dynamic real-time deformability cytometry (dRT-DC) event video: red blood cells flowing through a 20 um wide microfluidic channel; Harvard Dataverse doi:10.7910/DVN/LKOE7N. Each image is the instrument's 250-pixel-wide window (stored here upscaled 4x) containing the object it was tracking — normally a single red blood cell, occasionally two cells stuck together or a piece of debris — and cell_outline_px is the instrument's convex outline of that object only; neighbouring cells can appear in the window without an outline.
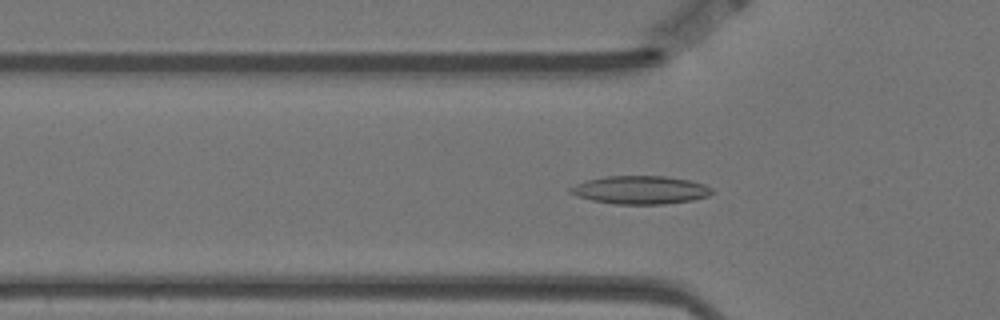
{"species": "Egyptian fruit bat (a non-hibernating species)", "species_latin": "Rousettus aegyptiacus", "temperature_condition": "warm", "stored_images_in_passage": 58, "camera_frame_rate_fps": 3000, "um_per_image_px": 0.085, "animal": {"sex": "female"}, "frame": {"image": 1, "passage_image": 18, "time_ms": 5.667, "image_size_px": [1000, 320], "cell_outline_px": [[712, 192], [708, 196], [692, 200], [664, 204], [616, 204], [592, 200], [576, 196], [568, 192], [568, 188], [576, 184], [588, 180], [604, 176], [664, 176], [688, 180], [704, 184], [712, 188]], "centroid_in_image_um": [54.4, 16.14], "position_along_channel_um": 71.4, "area_um2": 23.18}}
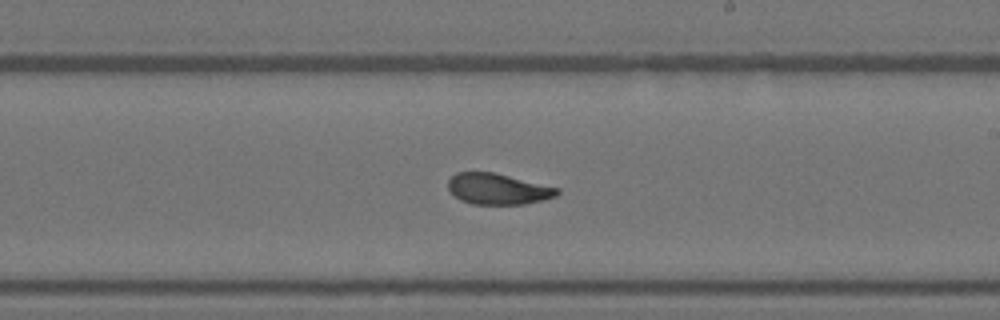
{"frame": {"image": 2, "passage_image": 33, "time_ms": 10.667, "image_size_px": [1000, 320], "cell_outline_px": [[560, 192], [556, 196], [524, 204], [472, 204], [460, 200], [448, 188], [448, 180], [456, 172], [492, 172], [560, 188]], "centroid_in_image_um": [42.31, 16.06], "position_along_channel_um": 246.7, "area_um2": 19.48}}
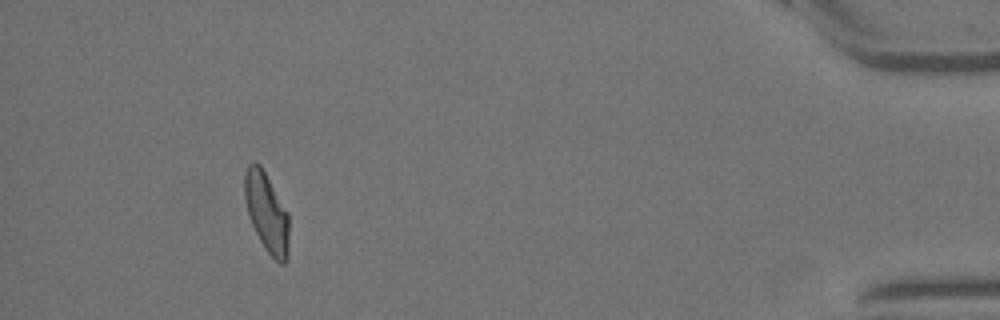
{"frame": {"image": 3, "passage_image": 53, "time_ms": 17.333, "image_size_px": [1000, 320], "cell_outline_px": [[288, 256], [284, 264], [280, 264], [264, 248], [252, 224], [244, 200], [244, 172], [248, 164], [252, 160], [260, 164], [288, 212]], "centroid_in_image_um": [22.65, 18.02], "position_along_channel_um": 412.5, "area_um2": 20.52}, "authors_computed_cell_mechanics": {"area_um2": 20.519, "velocity_mm_per_s": 3.4849, "shape_relaxation_time_tau1_ms": 5.1775, "shape_relaxation_time_tau2_ms": 1.9322, "deformation_change_tau1": 0.1475, "deformation_change_tau2": 0.0827}}